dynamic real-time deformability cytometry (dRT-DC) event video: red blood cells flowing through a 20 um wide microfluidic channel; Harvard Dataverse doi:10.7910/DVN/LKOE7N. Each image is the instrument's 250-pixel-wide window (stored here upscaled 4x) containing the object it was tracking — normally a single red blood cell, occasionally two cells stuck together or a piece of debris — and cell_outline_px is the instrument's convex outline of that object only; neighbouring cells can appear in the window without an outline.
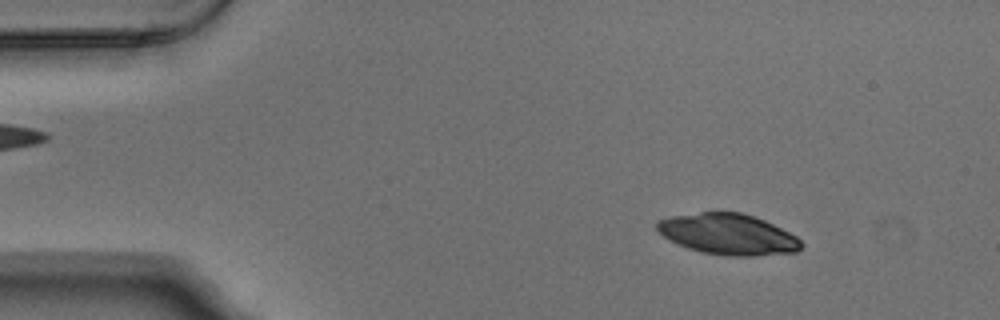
{"species": "Egyptian fruit bat (a non-hibernating species)", "species_latin": "Rousettus aegyptiacus", "temperature_condition": "warm", "stored_images_in_passage": 5, "segment_of_instrument_passage": [1, 2], "camera_frame_rate_fps": 3000, "um_per_image_px": 0.085, "animal": {"sex": "male"}, "frame": {"image": 1, "passage_image": 2, "time_ms": 0.333, "image_size_px": [1000, 320], "cell_outline_px": [[804, 244], [796, 252], [756, 256], [728, 256], [700, 252], [688, 248], [668, 240], [656, 228], [656, 220], [668, 216], [700, 212], [744, 212], [764, 220], [796, 236]], "centroid_in_image_um": [61.86, 19.91], "position_along_channel_um": 23.1, "area_um2": 34.56}}